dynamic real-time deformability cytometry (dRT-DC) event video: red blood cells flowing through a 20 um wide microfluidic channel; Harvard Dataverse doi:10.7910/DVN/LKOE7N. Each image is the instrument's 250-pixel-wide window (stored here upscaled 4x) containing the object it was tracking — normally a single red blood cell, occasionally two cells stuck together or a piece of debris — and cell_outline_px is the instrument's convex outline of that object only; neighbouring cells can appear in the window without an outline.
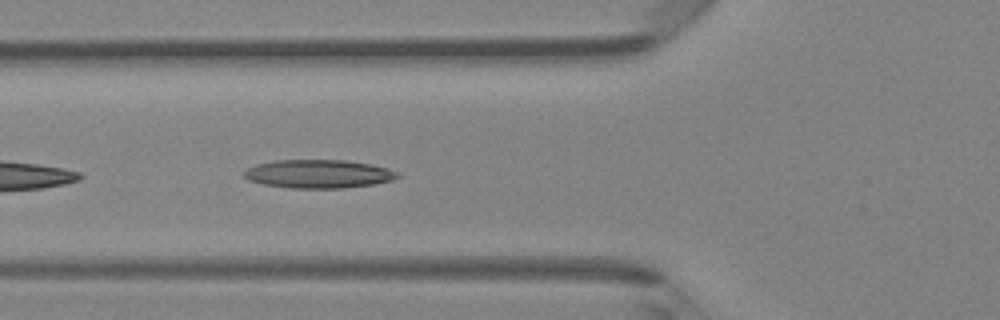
{"species": "Egyptian fruit bat (a non-hibernating species)", "species_latin": "Rousettus aegyptiacus", "temperature_condition": "room temperature", "stored_images_in_passage": 22, "camera_frame_rate_fps": 3000, "um_per_image_px": 0.085, "animal": {"sex": "female"}, "frame": {"image": 1, "passage_image": 4, "time_ms": 1.0, "image_size_px": [1000, 320], "cell_outline_px": [[400, 176], [392, 180], [376, 184], [344, 188], [288, 188], [264, 184], [248, 180], [244, 176], [244, 172], [248, 168], [256, 164], [272, 160], [344, 160], [372, 164], [388, 168], [400, 172]], "centroid_in_image_um": [27.1, 14.78], "position_along_channel_um": 98.7, "area_um2": 25.66}}